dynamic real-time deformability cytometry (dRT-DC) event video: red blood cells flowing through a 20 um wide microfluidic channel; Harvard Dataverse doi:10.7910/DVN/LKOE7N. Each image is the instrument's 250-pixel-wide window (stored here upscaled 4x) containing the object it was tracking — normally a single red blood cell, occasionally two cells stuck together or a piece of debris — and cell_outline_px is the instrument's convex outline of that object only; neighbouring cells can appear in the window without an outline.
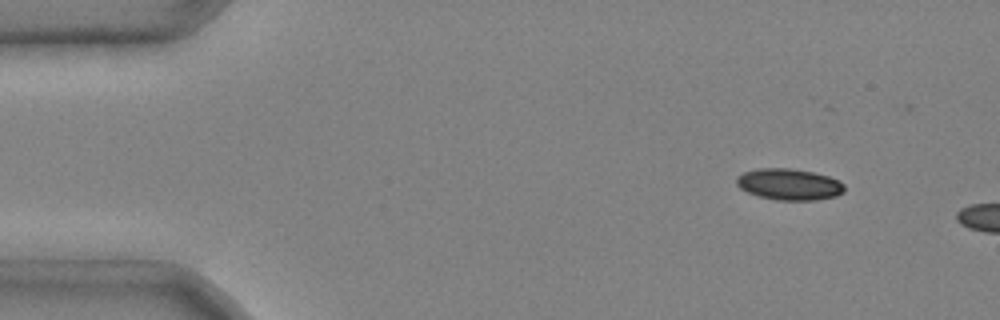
{"species": "common noctule bat (a hibernating species)", "species_latin": "Nyctalus noctula", "temperature_condition": "cold", "stored_images_in_passage": 2, "camera_frame_rate_fps": 3000, "um_per_image_px": 0.085, "animal": {"sex": "male", "body_mass_g": 20.4}, "frame": {"image": 1, "passage_image": 1, "time_ms": 0.0, "image_size_px": [1000, 320], "cell_outline_px": [[844, 192], [836, 196], [816, 200], [776, 200], [760, 196], [748, 192], [740, 188], [736, 184], [736, 176], [744, 172], [760, 168], [792, 168], [812, 172], [828, 176], [840, 180], [844, 184]], "centroid_in_image_um": [67.09, 15.66], "position_along_channel_um": 17.9, "area_um2": 19.77}}